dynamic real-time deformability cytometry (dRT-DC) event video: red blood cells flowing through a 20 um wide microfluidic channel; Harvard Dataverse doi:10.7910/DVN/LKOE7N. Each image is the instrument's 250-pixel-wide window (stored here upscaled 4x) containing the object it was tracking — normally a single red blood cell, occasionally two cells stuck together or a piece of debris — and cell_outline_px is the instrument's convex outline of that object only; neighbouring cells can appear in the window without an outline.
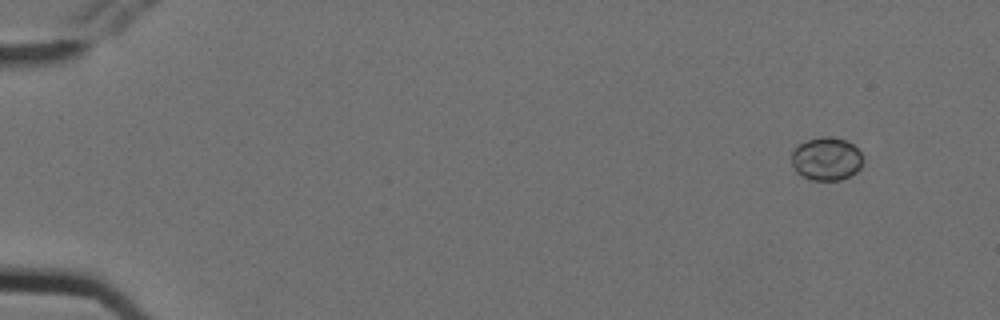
{"species": "Egyptian fruit bat (a non-hibernating species)", "species_latin": "Rousettus aegyptiacus", "temperature_condition": "cold", "stored_images_in_passage": 5, "camera_frame_rate_fps": 3000, "um_per_image_px": 0.085, "animal": {"sex": "female"}, "frame": {"image": 1, "passage_image": 1, "time_ms": 0.0, "image_size_px": [1000, 320], "cell_outline_px": [[864, 164], [856, 172], [840, 180], [812, 180], [796, 172], [792, 164], [792, 152], [800, 144], [808, 140], [820, 136], [828, 136], [844, 140], [852, 144], [860, 152], [864, 160]], "centroid_in_image_um": [70.27, 13.51], "position_along_channel_um": 14.7, "area_um2": 17.86}}
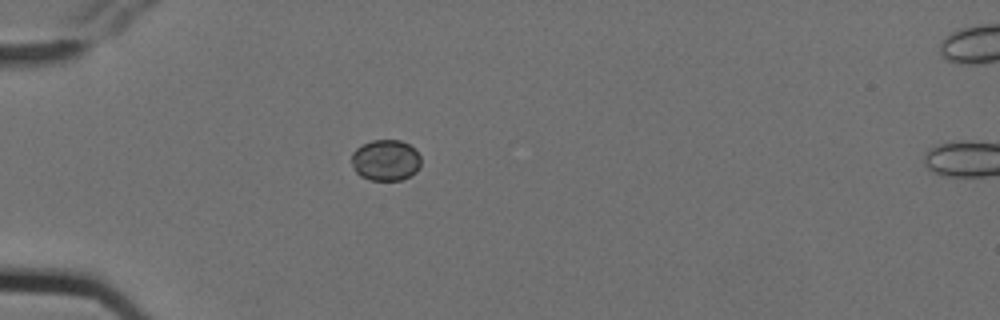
{"frame": {"image": 2, "passage_image": 4, "time_ms": 1.0, "image_size_px": [1000, 320], "cell_outline_px": [[420, 164], [416, 172], [400, 180], [372, 180], [360, 176], [356, 172], [352, 164], [352, 152], [356, 148], [372, 140], [400, 140], [416, 148], [420, 156]], "centroid_in_image_um": [32.79, 13.61], "position_along_channel_um": 52.2, "area_um2": 16.59}}